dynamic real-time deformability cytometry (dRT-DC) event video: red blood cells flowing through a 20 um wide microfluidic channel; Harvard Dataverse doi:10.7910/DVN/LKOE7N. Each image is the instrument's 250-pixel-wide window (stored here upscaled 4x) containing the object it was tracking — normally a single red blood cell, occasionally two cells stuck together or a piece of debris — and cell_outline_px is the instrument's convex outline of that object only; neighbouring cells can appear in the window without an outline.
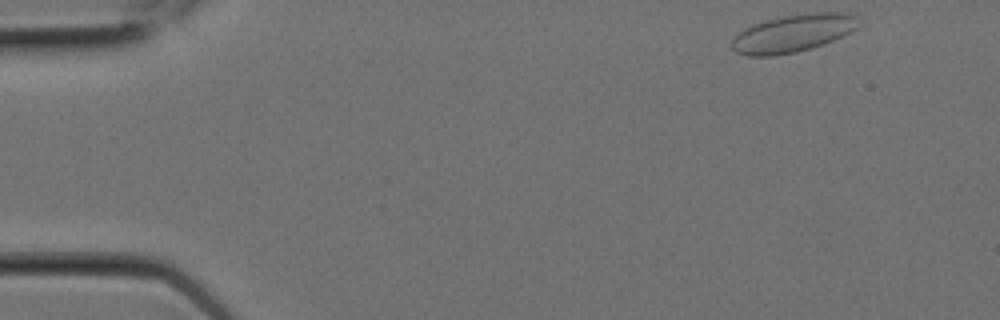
{"species": "Egyptian fruit bat (a non-hibernating species)", "species_latin": "Rousettus aegyptiacus", "temperature_condition": "room temperature", "stored_images_in_passage": 6, "camera_frame_rate_fps": 3000, "um_per_image_px": 0.085, "animal": {"sex": "female"}, "frame": {"image": 1, "passage_image": 1, "time_ms": 0.0, "image_size_px": [1000, 320], "cell_outline_px": [[860, 24], [852, 32], [844, 36], [824, 44], [812, 48], [796, 52], [772, 56], [748, 56], [736, 52], [732, 48], [732, 40], [744, 28], [768, 20], [784, 16], [812, 12], [856, 12]], "centroid_in_image_um": [67.5, 2.82], "position_along_channel_um": 17.5, "area_um2": 27.98}}
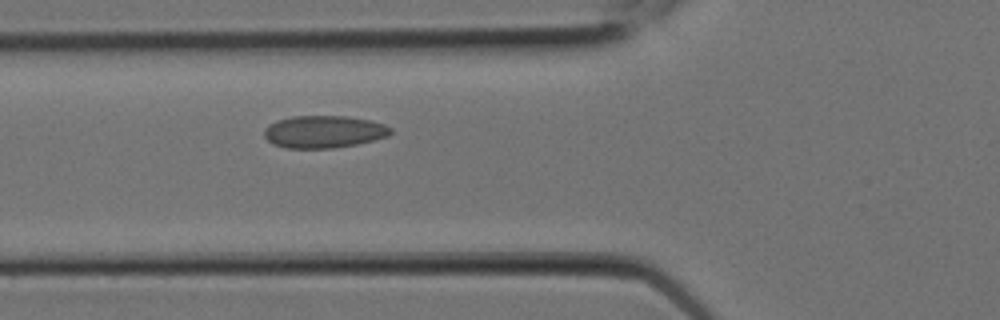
{"frame": {"image": 2, "passage_image": 6, "time_ms": 1.667, "image_size_px": [1000, 320], "cell_outline_px": [[392, 132], [388, 136], [356, 144], [332, 148], [288, 148], [272, 144], [264, 136], [264, 128], [268, 124], [276, 120], [292, 116], [348, 116], [372, 120], [384, 124], [392, 128]], "centroid_in_image_um": [27.51, 11.18], "position_along_channel_um": 98.3, "area_um2": 23.99}}